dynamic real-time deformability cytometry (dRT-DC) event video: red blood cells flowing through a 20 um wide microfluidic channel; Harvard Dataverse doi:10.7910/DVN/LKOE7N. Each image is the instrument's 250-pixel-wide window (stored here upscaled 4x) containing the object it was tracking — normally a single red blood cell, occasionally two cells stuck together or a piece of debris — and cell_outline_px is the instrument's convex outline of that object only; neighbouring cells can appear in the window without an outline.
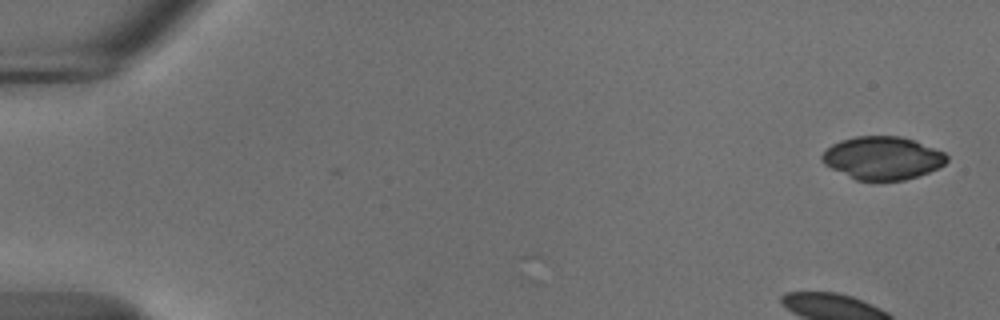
{"species": "common noctule bat (a hibernating species)", "species_latin": "Nyctalus noctula", "temperature_condition": "cold", "stored_images_in_passage": 2, "camera_frame_rate_fps": 3000, "um_per_image_px": 0.085, "animal": {"sex": "male", "body_mass_g": 18.8}, "frame": {"image": 1, "passage_image": 2, "time_ms": 0.333, "image_size_px": [1000, 320], "cell_outline_px": [[948, 160], [944, 164], [928, 172], [904, 180], [880, 184], [876, 184], [856, 180], [824, 164], [820, 160], [820, 156], [832, 144], [840, 140], [856, 136], [900, 136], [912, 140], [944, 152], [948, 156]], "centroid_in_image_um": [74.98, 13.47], "position_along_channel_um": 10.0, "area_um2": 31.67}}